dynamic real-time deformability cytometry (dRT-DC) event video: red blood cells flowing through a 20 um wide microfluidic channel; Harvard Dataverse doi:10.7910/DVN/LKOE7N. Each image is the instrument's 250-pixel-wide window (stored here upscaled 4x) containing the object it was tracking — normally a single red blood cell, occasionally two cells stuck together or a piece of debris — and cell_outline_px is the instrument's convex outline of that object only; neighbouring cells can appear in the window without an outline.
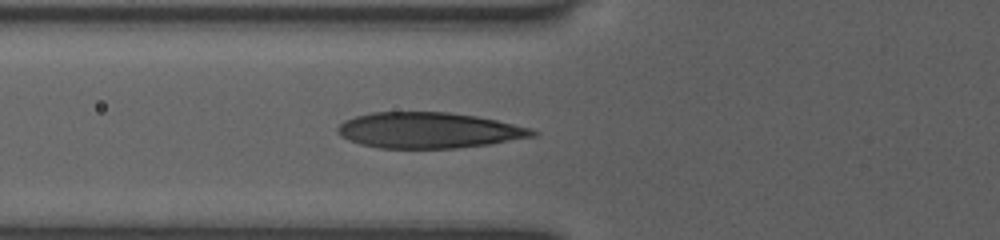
{"species": "human", "species_latin": "Homo sapiens", "temperature_condition": "room temperature", "stored_images_in_passage": 35, "camera_frame_rate_fps": 3000, "um_per_image_px": 0.085, "donor": {"sex": "female"}, "frame": {"image": 1, "passage_image": 4, "time_ms": 1.0, "image_size_px": [1000, 240], "cell_outline_px": [[540, 132], [536, 136], [488, 144], [456, 148], [380, 148], [360, 144], [348, 140], [340, 136], [336, 132], [336, 128], [344, 120], [356, 116], [372, 112], [448, 112], [476, 116], [496, 120], [528, 128]], "centroid_in_image_um": [36.4, 11.07], "position_along_channel_um": 89.4, "area_um2": 40.58}}
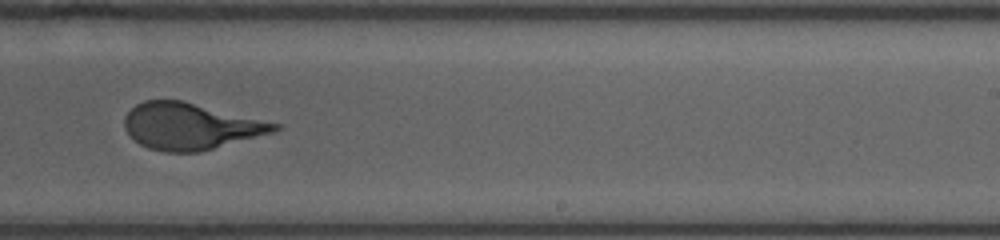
{"frame": {"image": 2, "passage_image": 17, "time_ms": 5.333, "image_size_px": [1000, 240], "cell_outline_px": [[284, 128], [272, 132], [200, 152], [164, 152], [148, 148], [140, 144], [124, 128], [124, 116], [136, 104], [144, 100], [184, 100], [284, 124]], "centroid_in_image_um": [16.23, 10.71], "position_along_channel_um": 272.8, "area_um2": 40.92}}
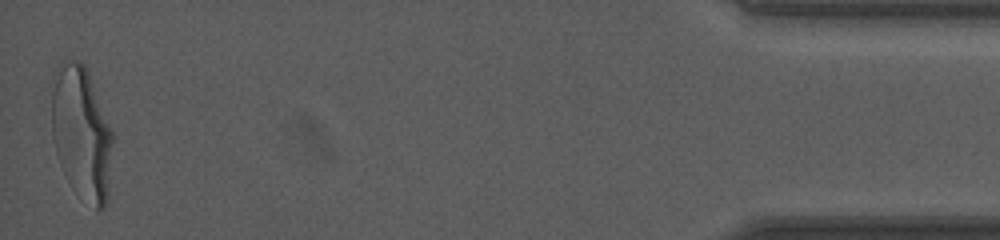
{"frame": {"image": 3, "passage_image": 35, "time_ms": 11.333, "image_size_px": [1000, 240], "cell_outline_px": [[112, 144], [108, 192], [104, 208], [96, 208], [56, 152], [52, 136], [52, 92], [60, 64], [64, 60], [80, 60], [84, 64], [88, 72], [112, 132]], "centroid_in_image_um": [6.96, 11.1], "position_along_channel_um": 428.2, "area_um2": 44.16}, "authors_computed_cell_mechanics": {"area_um2": 41.1536, "velocity_mm_per_s": 3.9109, "shape_relaxation_time_tau1_ms": 2.977, "shape_relaxation_time_tau2_ms": null, "deformation_change_tau1": 0.1841, "deformation_change_tau2": null}}